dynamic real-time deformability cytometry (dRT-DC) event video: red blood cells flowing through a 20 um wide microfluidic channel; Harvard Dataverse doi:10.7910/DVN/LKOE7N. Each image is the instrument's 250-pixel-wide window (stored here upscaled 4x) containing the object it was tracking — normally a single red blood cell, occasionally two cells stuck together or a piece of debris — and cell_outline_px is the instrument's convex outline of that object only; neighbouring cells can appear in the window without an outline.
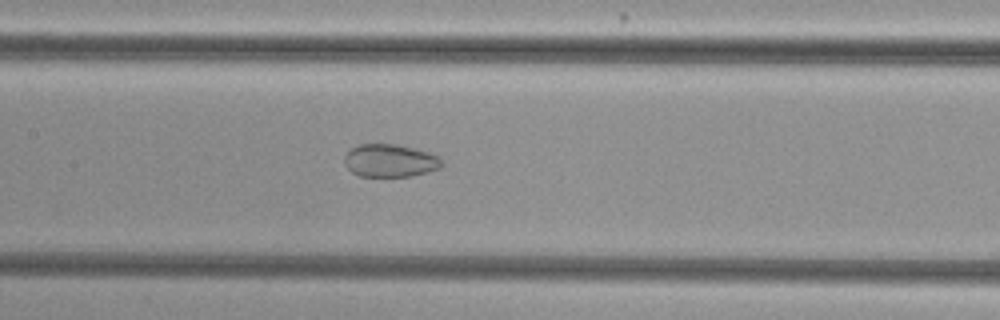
{"species": "common noctule bat (a hibernating species)", "species_latin": "Nyctalus noctula", "temperature_condition": "cold", "stored_images_in_passage": 46, "camera_frame_rate_fps": 3000, "um_per_image_px": 0.085, "animal": {"sex": "female", "body_mass_g": 29.2, "forearm_length_mm": 56.3}, "frame": {"image": 1, "passage_image": 21, "time_ms": 6.667, "image_size_px": [1000, 320], "cell_outline_px": [[444, 164], [440, 168], [412, 176], [360, 176], [352, 172], [344, 164], [344, 156], [352, 148], [360, 144], [396, 144], [428, 152], [436, 156]], "centroid_in_image_um": [33.13, 13.66], "position_along_channel_um": 174.3, "area_um2": 18.44}}
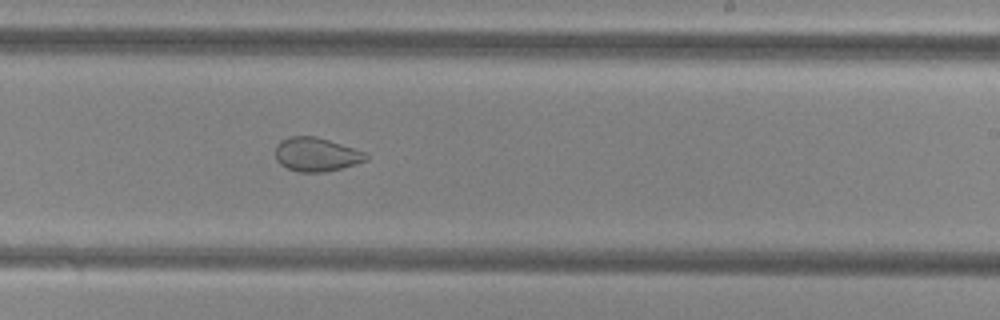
{"frame": {"image": 2, "passage_image": 28, "time_ms": 9.0, "image_size_px": [1000, 320], "cell_outline_px": [[368, 160], [340, 168], [324, 172], [300, 172], [288, 168], [280, 164], [276, 160], [276, 144], [280, 140], [288, 136], [316, 136], [364, 152], [368, 156]], "centroid_in_image_um": [26.84, 13.12], "position_along_channel_um": 262.2, "area_um2": 17.69}}
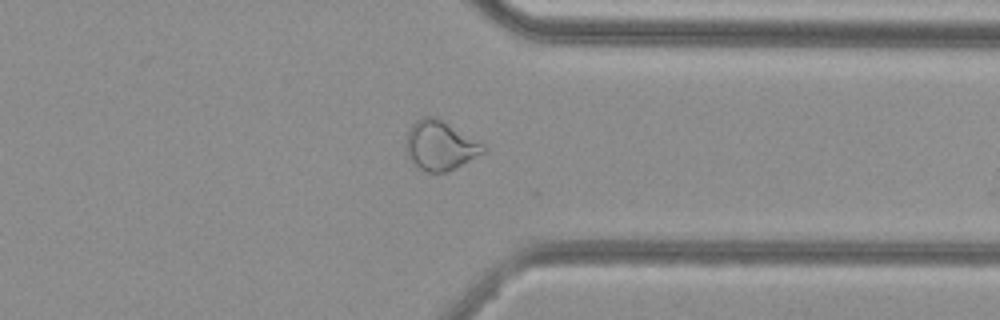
{"frame": {"image": 3, "passage_image": 37, "time_ms": 12.0, "image_size_px": [1000, 320], "cell_outline_px": [[484, 152], [448, 172], [428, 172], [412, 164], [404, 148], [404, 144], [408, 132], [412, 124], [416, 120], [424, 116], [436, 116], [484, 144]], "centroid_in_image_um": [37.36, 12.36], "position_along_channel_um": 374.0, "area_um2": 22.25}, "authors_computed_cell_mechanics": {"area_um2": 22.9755, "velocity_mm_per_s": 3.777, "shape_relaxation_time_tau1_ms": null, "shape_relaxation_time_tau2_ms": 1.9671, "deformation_change_tau1": null, "deformation_change_tau2": 0.0647}}